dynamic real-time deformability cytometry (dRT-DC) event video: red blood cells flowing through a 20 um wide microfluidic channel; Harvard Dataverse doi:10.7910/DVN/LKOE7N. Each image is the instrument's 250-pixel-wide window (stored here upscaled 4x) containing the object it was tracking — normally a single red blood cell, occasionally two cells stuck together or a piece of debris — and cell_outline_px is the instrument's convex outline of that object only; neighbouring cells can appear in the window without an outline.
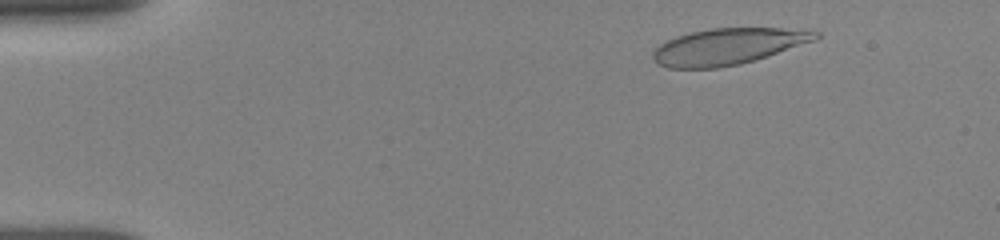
{"species": "human", "species_latin": "Homo sapiens", "temperature_condition": "room temperature", "stored_images_in_passage": 85, "camera_frame_rate_fps": 3000, "um_per_image_px": 0.085, "donor": {"sex": "female"}, "frame": {"image": 1, "passage_image": 10, "time_ms": 1.333, "image_size_px": [1000, 240], "cell_outline_px": [[820, 36], [816, 40], [740, 64], [716, 68], [668, 68], [656, 64], [652, 60], [652, 52], [660, 44], [676, 36], [692, 32], [712, 28], [780, 28], [820, 32]], "centroid_in_image_um": [61.81, 3.95], "position_along_channel_um": 23.2, "area_um2": 34.1}}
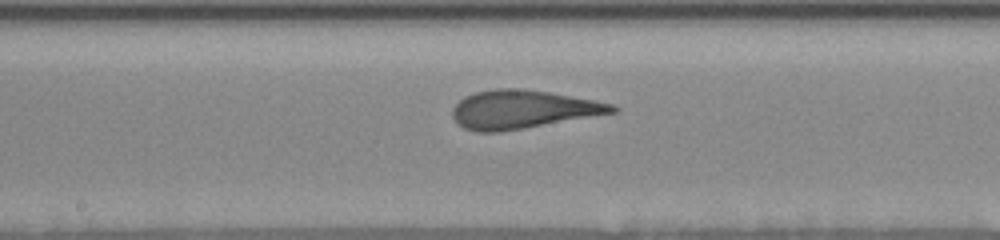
{"frame": {"image": 2, "passage_image": 36, "time_ms": 8.333, "image_size_px": [1000, 240], "cell_outline_px": [[620, 108], [616, 112], [524, 128], [500, 132], [476, 132], [464, 128], [452, 116], [452, 108], [464, 96], [476, 92], [496, 88], [520, 88], [548, 92], [596, 100], [616, 104]], "centroid_in_image_um": [44.44, 9.29], "position_along_channel_um": 203.8, "area_um2": 35.66}}
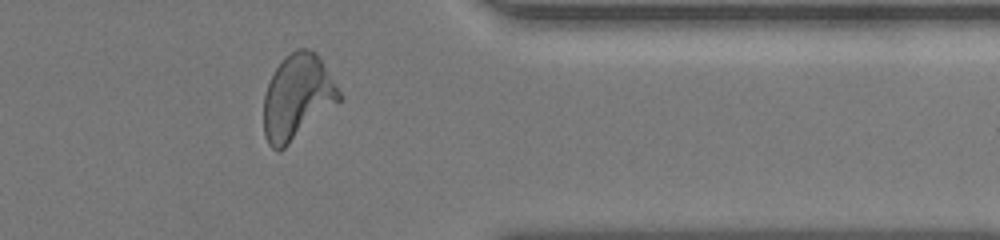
{"frame": {"image": 3, "passage_image": 66, "time_ms": 13.333, "image_size_px": [1000, 240], "cell_outline_px": [[340, 100], [280, 152], [272, 148], [268, 144], [264, 136], [264, 96], [268, 84], [276, 68], [296, 48], [308, 48], [316, 52], [320, 56], [340, 92]], "centroid_in_image_um": [25.26, 8.26], "position_along_channel_um": 386.1, "area_um2": 36.88}, "authors_computed_cell_mechanics": {"area_um2": 35.3158, "velocity_mm_per_s": 3.8363, "shape_relaxation_time_tau1_ms": 5.764, "shape_relaxation_time_tau2_ms": 0.9666, "deformation_change_tau1": 0.2238, "deformation_change_tau2": 0.096}}